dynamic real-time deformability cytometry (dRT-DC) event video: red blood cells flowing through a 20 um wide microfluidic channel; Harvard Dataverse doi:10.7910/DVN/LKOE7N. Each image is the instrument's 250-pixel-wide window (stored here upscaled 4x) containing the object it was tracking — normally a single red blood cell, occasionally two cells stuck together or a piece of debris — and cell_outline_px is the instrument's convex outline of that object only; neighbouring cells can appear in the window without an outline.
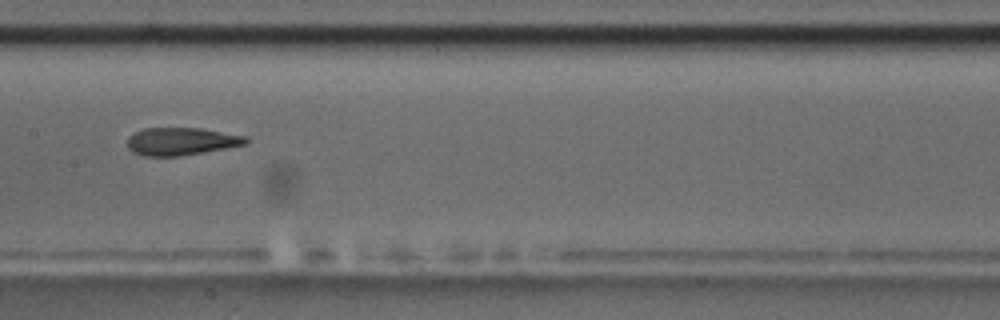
{"species": "common noctule bat (a hibernating species)", "species_latin": "Nyctalus noctula", "temperature_condition": "room temperature", "stored_images_in_passage": 9, "camera_frame_rate_fps": 3000, "um_per_image_px": 0.085, "animal": {"sex": "male", "body_mass_g": 17.5, "forearm_length_mm": 52.3}, "frame": {"image": 1, "passage_image": 9, "time_ms": 9.0, "image_size_px": [1000, 320], "cell_outline_px": [[248, 140], [244, 144], [228, 148], [180, 156], [144, 156], [132, 152], [128, 148], [128, 136], [144, 128], [200, 128], [248, 136]], "centroid_in_image_um": [15.4, 12.02], "position_along_channel_um": 192.0, "area_um2": 19.13}}